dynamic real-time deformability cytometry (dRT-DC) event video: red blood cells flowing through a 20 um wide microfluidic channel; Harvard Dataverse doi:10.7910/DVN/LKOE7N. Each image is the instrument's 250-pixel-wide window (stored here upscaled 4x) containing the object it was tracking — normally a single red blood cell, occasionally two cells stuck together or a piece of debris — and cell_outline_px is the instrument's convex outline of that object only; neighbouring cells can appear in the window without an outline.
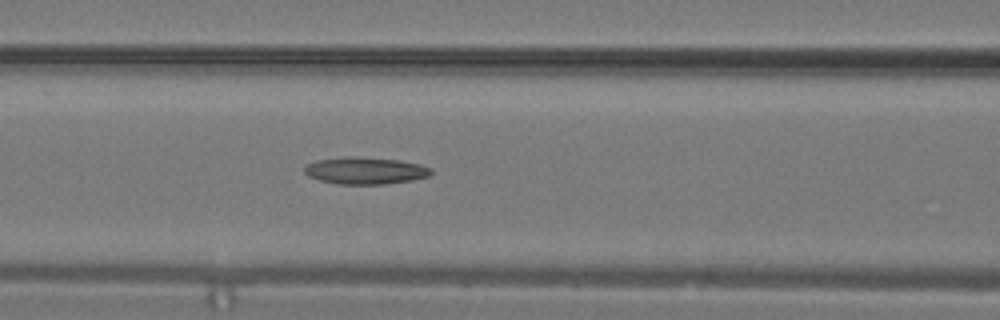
{"species": "common noctule bat (a hibernating species)", "species_latin": "Nyctalus noctula", "temperature_condition": "warm", "stored_images_in_passage": 14, "camera_frame_rate_fps": 3000, "um_per_image_px": 0.085, "animal": {"sex": "male", "body_mass_g": 19.2, "forearm_length_mm": 51.8}, "frame": {"image": 1, "passage_image": 12, "time_ms": 3.667, "image_size_px": [1000, 320], "cell_outline_px": [[432, 172], [428, 176], [412, 180], [384, 184], [336, 184], [320, 180], [308, 176], [304, 172], [304, 168], [308, 164], [316, 160], [344, 156], [356, 156], [400, 160], [420, 164], [432, 168]], "centroid_in_image_um": [31.04, 14.49], "position_along_channel_um": 135.6, "area_um2": 20.06}}
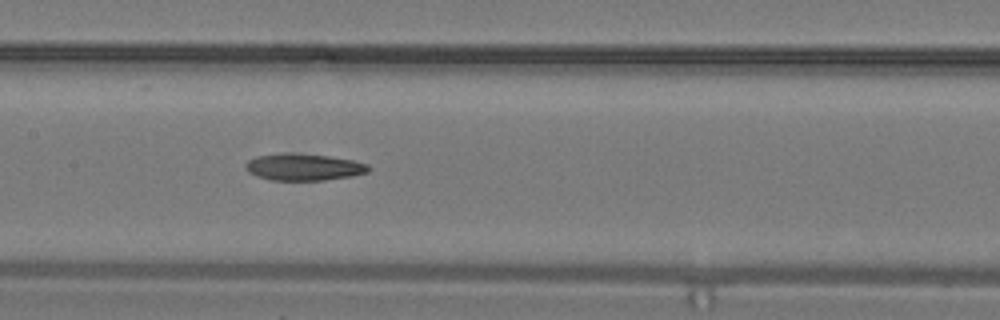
{"frame": {"image": 2, "passage_image": 14, "time_ms": 4.333, "image_size_px": [1000, 320], "cell_outline_px": [[372, 168], [368, 172], [352, 176], [324, 180], [272, 180], [256, 176], [248, 172], [244, 168], [244, 164], [248, 160], [256, 156], [280, 152], [292, 152], [328, 156], [352, 160], [368, 164]], "centroid_in_image_um": [25.78, 14.19], "position_along_channel_um": 181.6, "area_um2": 19.54}}